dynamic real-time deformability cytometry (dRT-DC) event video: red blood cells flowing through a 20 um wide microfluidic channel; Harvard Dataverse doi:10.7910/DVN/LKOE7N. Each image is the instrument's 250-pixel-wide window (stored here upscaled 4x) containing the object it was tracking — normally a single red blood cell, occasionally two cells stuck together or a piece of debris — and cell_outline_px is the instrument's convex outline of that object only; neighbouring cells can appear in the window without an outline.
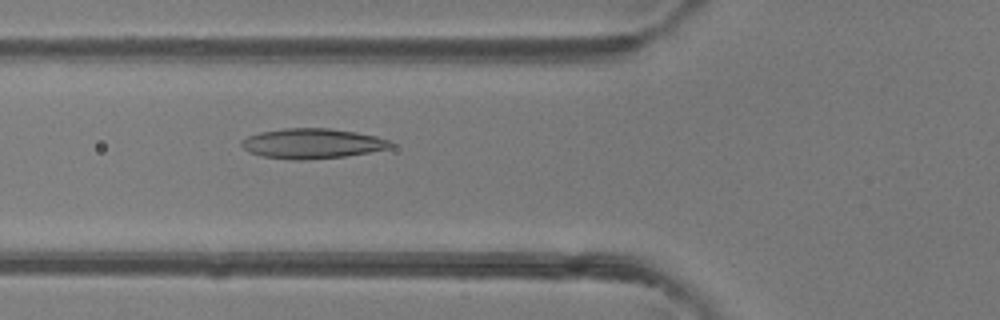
{"species": "common noctule bat (a hibernating species)", "species_latin": "Nyctalus noctula", "temperature_condition": "room temperature", "stored_images_in_passage": 6, "camera_frame_rate_fps": 3000, "um_per_image_px": 0.085, "animal": {"sex": "female"}, "frame": {"image": 1, "passage_image": 6, "time_ms": 1.667, "image_size_px": [1000, 320], "cell_outline_px": [[392, 144], [388, 148], [368, 152], [344, 156], [304, 160], [292, 160], [260, 156], [248, 152], [240, 144], [240, 140], [248, 136], [260, 132], [284, 128], [328, 128], [356, 132], [376, 136], [388, 140]], "centroid_in_image_um": [26.46, 12.2], "position_along_channel_um": 99.3, "area_um2": 26.01}}